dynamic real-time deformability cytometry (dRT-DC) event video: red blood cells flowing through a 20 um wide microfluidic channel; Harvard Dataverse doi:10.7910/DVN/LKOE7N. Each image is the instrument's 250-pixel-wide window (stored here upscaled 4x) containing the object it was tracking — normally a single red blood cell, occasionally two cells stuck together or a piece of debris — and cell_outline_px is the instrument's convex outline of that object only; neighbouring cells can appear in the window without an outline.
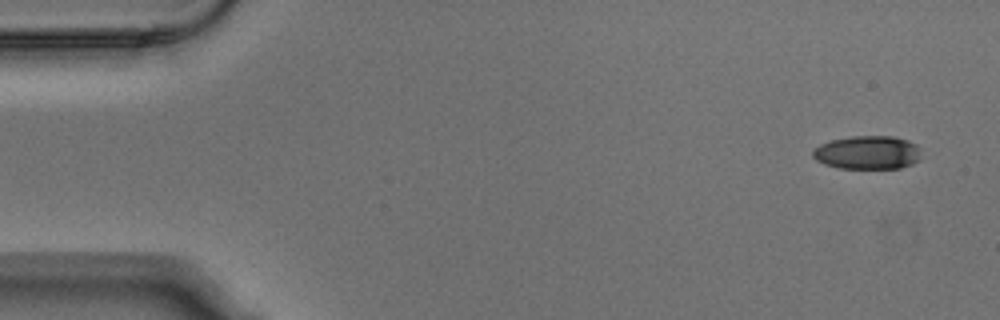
{"species": "Egyptian fruit bat (a non-hibernating species)", "species_latin": "Rousettus aegyptiacus", "temperature_condition": "warm", "stored_images_in_passage": 4, "camera_frame_rate_fps": 3000, "um_per_image_px": 0.085, "animal": {"sex": "male"}, "frame": {"image": 1, "passage_image": 1, "time_ms": 0.0, "image_size_px": [1000, 320], "cell_outline_px": [[916, 160], [912, 164], [900, 168], [840, 168], [824, 164], [816, 160], [812, 156], [812, 152], [820, 144], [832, 140], [852, 136], [892, 136], [908, 140], [916, 144]], "centroid_in_image_um": [73.67, 12.96], "position_along_channel_um": 11.3, "area_um2": 20.75}}
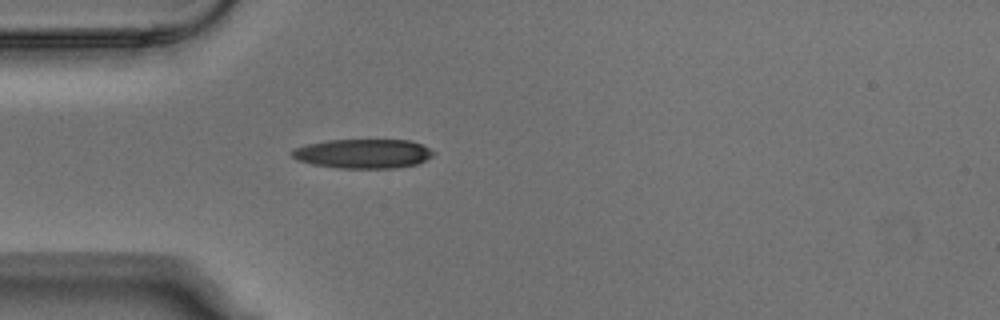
{"frame": {"image": 2, "passage_image": 4, "time_ms": 1.0, "image_size_px": [1000, 320], "cell_outline_px": [[436, 152], [432, 156], [416, 164], [396, 168], [340, 168], [312, 164], [296, 160], [292, 156], [292, 148], [308, 144], [328, 140], [412, 140]], "centroid_in_image_um": [30.85, 13.06], "position_along_channel_um": 54.2, "area_um2": 24.1}}